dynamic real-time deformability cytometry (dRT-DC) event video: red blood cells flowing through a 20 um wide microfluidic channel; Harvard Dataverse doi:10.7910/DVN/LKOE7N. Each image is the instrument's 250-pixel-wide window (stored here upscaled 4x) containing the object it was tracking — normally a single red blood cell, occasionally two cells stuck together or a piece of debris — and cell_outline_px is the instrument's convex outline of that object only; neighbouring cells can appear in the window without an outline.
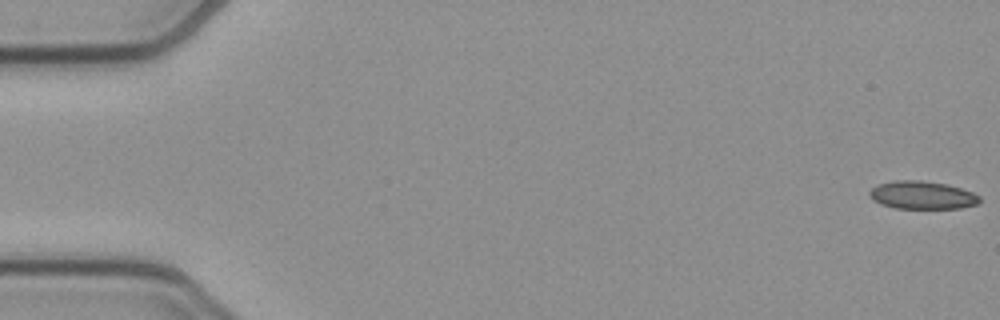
{"species": "common noctule bat (a hibernating species)", "species_latin": "Nyctalus noctula", "temperature_condition": "cold", "stored_images_in_passage": 53, "camera_frame_rate_fps": 3000, "um_per_image_px": 0.085, "animal": {"sex": "female", "body_mass_g": 21.9}, "frame": {"image": 1, "passage_image": 1, "time_ms": 0.0, "image_size_px": [1000, 320], "cell_outline_px": [[980, 200], [976, 204], [960, 208], [896, 208], [880, 204], [872, 200], [868, 192], [876, 184], [896, 180], [920, 180], [948, 184], [972, 192], [980, 196]], "centroid_in_image_um": [78.35, 16.58], "position_along_channel_um": 6.7, "area_um2": 17.98}}
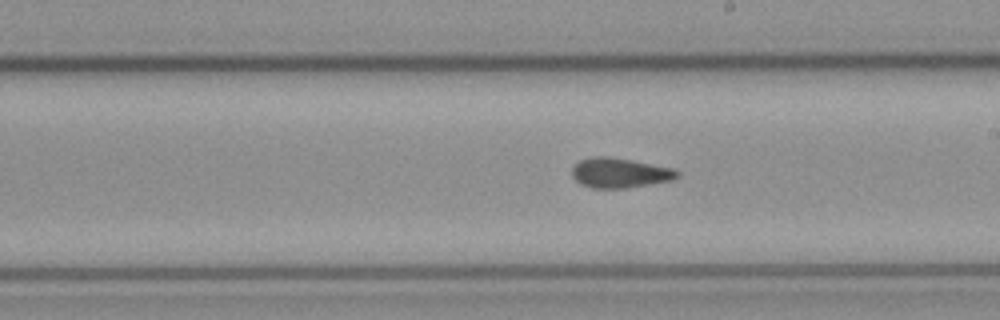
{"frame": {"image": 2, "passage_image": 30, "time_ms": 9.667, "image_size_px": [1000, 320], "cell_outline_px": [[680, 176], [672, 180], [652, 184], [628, 188], [592, 188], [580, 184], [572, 176], [572, 168], [580, 160], [592, 156], [608, 156], [632, 160], [676, 168], [680, 172]], "centroid_in_image_um": [52.72, 14.69], "position_along_channel_um": 236.3, "area_um2": 18.61}}
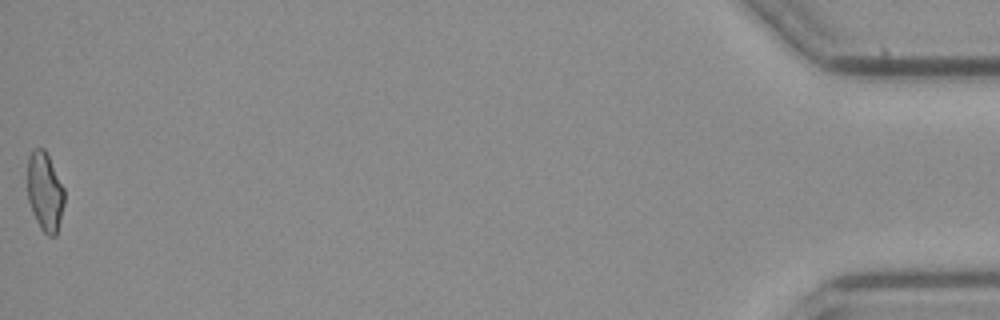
{"frame": {"image": 3, "passage_image": 53, "time_ms": 17.333, "image_size_px": [1000, 320], "cell_outline_px": [[64, 204], [56, 236], [48, 236], [40, 228], [32, 212], [28, 200], [28, 156], [36, 148], [44, 148], [64, 188]], "centroid_in_image_um": [3.82, 16.32], "position_along_channel_um": 431.4, "area_um2": 16.82}, "authors_computed_cell_mechanics": {"area_um2": 18.0336, "velocity_mm_per_s": 3.907, "shape_relaxation_time_tau1_ms": null, "shape_relaxation_time_tau2_ms": 5.7761, "deformation_change_tau1": null, "deformation_change_tau2": 0.1223}}